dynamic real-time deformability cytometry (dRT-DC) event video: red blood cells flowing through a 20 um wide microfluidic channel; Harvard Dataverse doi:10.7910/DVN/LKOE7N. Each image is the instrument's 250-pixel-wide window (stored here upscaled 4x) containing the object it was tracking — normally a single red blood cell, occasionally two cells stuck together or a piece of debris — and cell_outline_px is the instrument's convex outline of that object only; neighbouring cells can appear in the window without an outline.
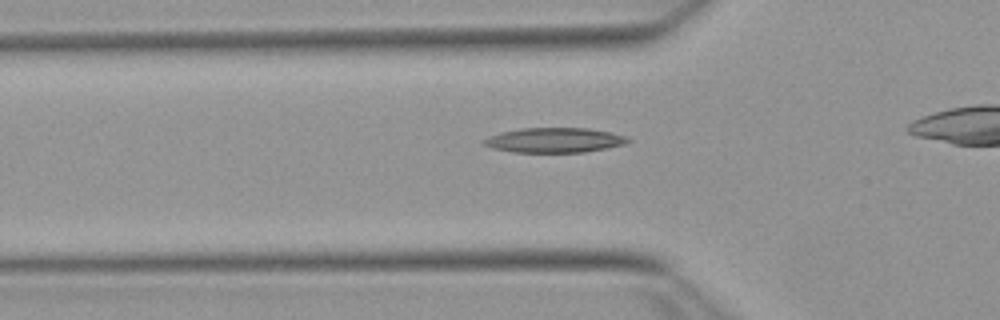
{"species": "Egyptian fruit bat (a non-hibernating species)", "species_latin": "Rousettus aegyptiacus", "temperature_condition": "warm", "stored_images_in_passage": 33, "camera_frame_rate_fps": 3000, "um_per_image_px": 0.085, "animal": {"sex": "female"}, "frame": {"image": 1, "passage_image": 8, "time_ms": 2.333, "image_size_px": [1000, 320], "cell_outline_px": [[632, 140], [624, 144], [584, 152], [512, 152], [492, 148], [484, 144], [480, 140], [488, 136], [500, 132], [524, 128], [588, 128], [612, 132], [624, 136]], "centroid_in_image_um": [47.08, 11.91], "position_along_channel_um": 78.7, "area_um2": 20.81}}
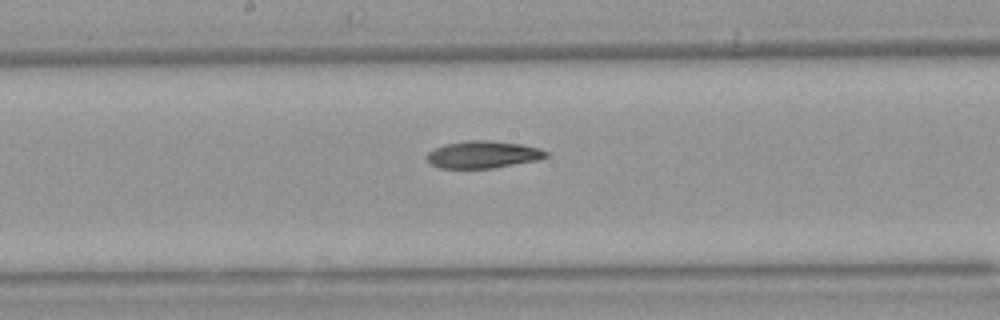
{"frame": {"image": 2, "passage_image": 18, "time_ms": 5.667, "image_size_px": [1000, 320], "cell_outline_px": [[548, 156], [536, 160], [492, 168], [440, 168], [432, 164], [428, 160], [428, 152], [444, 144], [468, 140], [488, 140], [520, 144], [540, 148], [548, 152]], "centroid_in_image_um": [41.06, 13.13], "position_along_channel_um": 207.1, "area_um2": 18.67}}
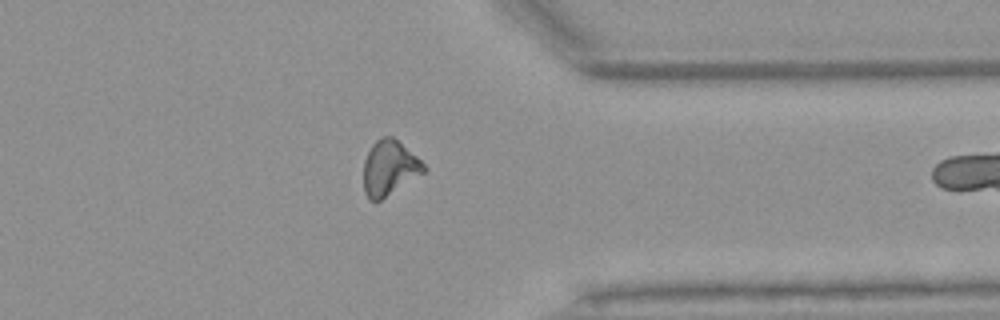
{"frame": {"image": 3, "passage_image": 32, "time_ms": 10.333, "image_size_px": [1000, 320], "cell_outline_px": [[424, 172], [380, 200], [368, 200], [364, 192], [364, 160], [372, 144], [376, 140], [384, 136], [392, 136], [416, 156], [424, 164]], "centroid_in_image_um": [33.06, 14.27], "position_along_channel_um": 378.3, "area_um2": 18.84}}